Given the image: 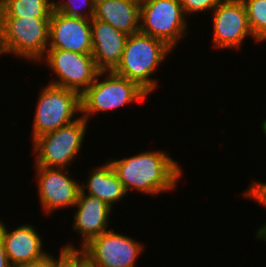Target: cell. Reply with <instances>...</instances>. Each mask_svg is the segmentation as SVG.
<instances>
[{
	"instance_id": "ac0fdd59",
	"label": "cell",
	"mask_w": 266,
	"mask_h": 267,
	"mask_svg": "<svg viewBox=\"0 0 266 267\" xmlns=\"http://www.w3.org/2000/svg\"><path fill=\"white\" fill-rule=\"evenodd\" d=\"M53 0H0V17H50Z\"/></svg>"
},
{
	"instance_id": "f1b7e54d",
	"label": "cell",
	"mask_w": 266,
	"mask_h": 267,
	"mask_svg": "<svg viewBox=\"0 0 266 267\" xmlns=\"http://www.w3.org/2000/svg\"><path fill=\"white\" fill-rule=\"evenodd\" d=\"M67 267H73V260L68 264Z\"/></svg>"
},
{
	"instance_id": "8fae6325",
	"label": "cell",
	"mask_w": 266,
	"mask_h": 267,
	"mask_svg": "<svg viewBox=\"0 0 266 267\" xmlns=\"http://www.w3.org/2000/svg\"><path fill=\"white\" fill-rule=\"evenodd\" d=\"M35 167L39 203L46 215L57 210L73 208L81 191V183L67 168ZM71 174V175H70Z\"/></svg>"
},
{
	"instance_id": "83f0119b",
	"label": "cell",
	"mask_w": 266,
	"mask_h": 267,
	"mask_svg": "<svg viewBox=\"0 0 266 267\" xmlns=\"http://www.w3.org/2000/svg\"><path fill=\"white\" fill-rule=\"evenodd\" d=\"M9 267H29V265H22V264H10Z\"/></svg>"
},
{
	"instance_id": "52a82bcc",
	"label": "cell",
	"mask_w": 266,
	"mask_h": 267,
	"mask_svg": "<svg viewBox=\"0 0 266 267\" xmlns=\"http://www.w3.org/2000/svg\"><path fill=\"white\" fill-rule=\"evenodd\" d=\"M179 0H146L140 3L139 32L163 40L173 50L189 29Z\"/></svg>"
},
{
	"instance_id": "4316f807",
	"label": "cell",
	"mask_w": 266,
	"mask_h": 267,
	"mask_svg": "<svg viewBox=\"0 0 266 267\" xmlns=\"http://www.w3.org/2000/svg\"><path fill=\"white\" fill-rule=\"evenodd\" d=\"M257 239L266 242V230Z\"/></svg>"
},
{
	"instance_id": "2e32d148",
	"label": "cell",
	"mask_w": 266,
	"mask_h": 267,
	"mask_svg": "<svg viewBox=\"0 0 266 267\" xmlns=\"http://www.w3.org/2000/svg\"><path fill=\"white\" fill-rule=\"evenodd\" d=\"M88 175L86 183L81 182V191L102 200L112 209L116 203L129 194L108 159L101 166L98 165L96 168L90 169Z\"/></svg>"
},
{
	"instance_id": "9c48e42d",
	"label": "cell",
	"mask_w": 266,
	"mask_h": 267,
	"mask_svg": "<svg viewBox=\"0 0 266 267\" xmlns=\"http://www.w3.org/2000/svg\"><path fill=\"white\" fill-rule=\"evenodd\" d=\"M47 65L56 79L49 84L71 89L82 95L95 81L100 72L92 54H81L61 49H47L40 60Z\"/></svg>"
},
{
	"instance_id": "7c38bea8",
	"label": "cell",
	"mask_w": 266,
	"mask_h": 267,
	"mask_svg": "<svg viewBox=\"0 0 266 267\" xmlns=\"http://www.w3.org/2000/svg\"><path fill=\"white\" fill-rule=\"evenodd\" d=\"M48 49L92 54L91 19L52 11Z\"/></svg>"
},
{
	"instance_id": "7402d4cb",
	"label": "cell",
	"mask_w": 266,
	"mask_h": 267,
	"mask_svg": "<svg viewBox=\"0 0 266 267\" xmlns=\"http://www.w3.org/2000/svg\"><path fill=\"white\" fill-rule=\"evenodd\" d=\"M247 190L245 189L242 193L245 198L256 201L257 204L266 208V182H260L252 180L248 185ZM266 230V222L257 229L255 233L256 239Z\"/></svg>"
},
{
	"instance_id": "ba28073f",
	"label": "cell",
	"mask_w": 266,
	"mask_h": 267,
	"mask_svg": "<svg viewBox=\"0 0 266 267\" xmlns=\"http://www.w3.org/2000/svg\"><path fill=\"white\" fill-rule=\"evenodd\" d=\"M110 230L92 238L78 252L89 267H137L144 243Z\"/></svg>"
},
{
	"instance_id": "8992f818",
	"label": "cell",
	"mask_w": 266,
	"mask_h": 267,
	"mask_svg": "<svg viewBox=\"0 0 266 267\" xmlns=\"http://www.w3.org/2000/svg\"><path fill=\"white\" fill-rule=\"evenodd\" d=\"M37 100L33 114L32 141L77 120L81 115V95L74 90L48 83L41 88Z\"/></svg>"
},
{
	"instance_id": "f546056e",
	"label": "cell",
	"mask_w": 266,
	"mask_h": 267,
	"mask_svg": "<svg viewBox=\"0 0 266 267\" xmlns=\"http://www.w3.org/2000/svg\"><path fill=\"white\" fill-rule=\"evenodd\" d=\"M135 1L141 3V2L146 1V0H135Z\"/></svg>"
},
{
	"instance_id": "d4e9b609",
	"label": "cell",
	"mask_w": 266,
	"mask_h": 267,
	"mask_svg": "<svg viewBox=\"0 0 266 267\" xmlns=\"http://www.w3.org/2000/svg\"><path fill=\"white\" fill-rule=\"evenodd\" d=\"M73 267H89L80 257L76 256L73 259Z\"/></svg>"
},
{
	"instance_id": "9a60e30c",
	"label": "cell",
	"mask_w": 266,
	"mask_h": 267,
	"mask_svg": "<svg viewBox=\"0 0 266 267\" xmlns=\"http://www.w3.org/2000/svg\"><path fill=\"white\" fill-rule=\"evenodd\" d=\"M92 56L100 72H112L119 65L128 35L109 23L91 19Z\"/></svg>"
},
{
	"instance_id": "6da1fadb",
	"label": "cell",
	"mask_w": 266,
	"mask_h": 267,
	"mask_svg": "<svg viewBox=\"0 0 266 267\" xmlns=\"http://www.w3.org/2000/svg\"><path fill=\"white\" fill-rule=\"evenodd\" d=\"M163 150H145L121 159H109L126 192L146 195L172 192L183 176L182 166Z\"/></svg>"
},
{
	"instance_id": "d6986e66",
	"label": "cell",
	"mask_w": 266,
	"mask_h": 267,
	"mask_svg": "<svg viewBox=\"0 0 266 267\" xmlns=\"http://www.w3.org/2000/svg\"><path fill=\"white\" fill-rule=\"evenodd\" d=\"M258 43L266 42V0H242Z\"/></svg>"
},
{
	"instance_id": "5b68a950",
	"label": "cell",
	"mask_w": 266,
	"mask_h": 267,
	"mask_svg": "<svg viewBox=\"0 0 266 267\" xmlns=\"http://www.w3.org/2000/svg\"><path fill=\"white\" fill-rule=\"evenodd\" d=\"M89 122L80 117L57 129L35 138L32 150L35 154L34 166L47 168H68L81 151Z\"/></svg>"
},
{
	"instance_id": "5bb4252c",
	"label": "cell",
	"mask_w": 266,
	"mask_h": 267,
	"mask_svg": "<svg viewBox=\"0 0 266 267\" xmlns=\"http://www.w3.org/2000/svg\"><path fill=\"white\" fill-rule=\"evenodd\" d=\"M75 207L77 209L73 215L72 230L81 235V246L77 248L78 252L92 238L110 230V215L114 209L102 200L89 196L82 191L79 193Z\"/></svg>"
},
{
	"instance_id": "277c9868",
	"label": "cell",
	"mask_w": 266,
	"mask_h": 267,
	"mask_svg": "<svg viewBox=\"0 0 266 267\" xmlns=\"http://www.w3.org/2000/svg\"><path fill=\"white\" fill-rule=\"evenodd\" d=\"M148 96L134 81L113 71L99 72L93 84L81 95V116L90 122L89 117L93 114L110 112L126 104L141 103Z\"/></svg>"
},
{
	"instance_id": "44dd1931",
	"label": "cell",
	"mask_w": 266,
	"mask_h": 267,
	"mask_svg": "<svg viewBox=\"0 0 266 267\" xmlns=\"http://www.w3.org/2000/svg\"><path fill=\"white\" fill-rule=\"evenodd\" d=\"M60 249L58 258H55V256L50 253L44 259L30 264L29 267H67L68 264L77 256V247L70 242Z\"/></svg>"
},
{
	"instance_id": "4fadbf2b",
	"label": "cell",
	"mask_w": 266,
	"mask_h": 267,
	"mask_svg": "<svg viewBox=\"0 0 266 267\" xmlns=\"http://www.w3.org/2000/svg\"><path fill=\"white\" fill-rule=\"evenodd\" d=\"M3 222L0 219V238L10 264L30 265L50 254L43 249L44 239L34 226L29 223L17 225L11 231Z\"/></svg>"
},
{
	"instance_id": "cb8c5ba5",
	"label": "cell",
	"mask_w": 266,
	"mask_h": 267,
	"mask_svg": "<svg viewBox=\"0 0 266 267\" xmlns=\"http://www.w3.org/2000/svg\"><path fill=\"white\" fill-rule=\"evenodd\" d=\"M10 263L7 258V254L0 238V267H9Z\"/></svg>"
},
{
	"instance_id": "603a6c76",
	"label": "cell",
	"mask_w": 266,
	"mask_h": 267,
	"mask_svg": "<svg viewBox=\"0 0 266 267\" xmlns=\"http://www.w3.org/2000/svg\"><path fill=\"white\" fill-rule=\"evenodd\" d=\"M222 0H179L185 15L188 17L190 14L203 13L208 11H213V9L221 2Z\"/></svg>"
},
{
	"instance_id": "e0dca14e",
	"label": "cell",
	"mask_w": 266,
	"mask_h": 267,
	"mask_svg": "<svg viewBox=\"0 0 266 267\" xmlns=\"http://www.w3.org/2000/svg\"><path fill=\"white\" fill-rule=\"evenodd\" d=\"M94 19L109 23L127 35L140 30V3L135 0H95Z\"/></svg>"
},
{
	"instance_id": "7a4b0ae2",
	"label": "cell",
	"mask_w": 266,
	"mask_h": 267,
	"mask_svg": "<svg viewBox=\"0 0 266 267\" xmlns=\"http://www.w3.org/2000/svg\"><path fill=\"white\" fill-rule=\"evenodd\" d=\"M174 50L163 40L142 34L128 35L119 65L115 74L136 82L149 95L158 88V79L151 75Z\"/></svg>"
},
{
	"instance_id": "3957f363",
	"label": "cell",
	"mask_w": 266,
	"mask_h": 267,
	"mask_svg": "<svg viewBox=\"0 0 266 267\" xmlns=\"http://www.w3.org/2000/svg\"><path fill=\"white\" fill-rule=\"evenodd\" d=\"M50 17H0V56L40 63L49 46Z\"/></svg>"
},
{
	"instance_id": "ffe728a7",
	"label": "cell",
	"mask_w": 266,
	"mask_h": 267,
	"mask_svg": "<svg viewBox=\"0 0 266 267\" xmlns=\"http://www.w3.org/2000/svg\"><path fill=\"white\" fill-rule=\"evenodd\" d=\"M53 10L71 17L92 19L95 15V0H53Z\"/></svg>"
},
{
	"instance_id": "484cf974",
	"label": "cell",
	"mask_w": 266,
	"mask_h": 267,
	"mask_svg": "<svg viewBox=\"0 0 266 267\" xmlns=\"http://www.w3.org/2000/svg\"><path fill=\"white\" fill-rule=\"evenodd\" d=\"M261 128L264 133V137H266V120L262 121Z\"/></svg>"
},
{
	"instance_id": "30bf717a",
	"label": "cell",
	"mask_w": 266,
	"mask_h": 267,
	"mask_svg": "<svg viewBox=\"0 0 266 267\" xmlns=\"http://www.w3.org/2000/svg\"><path fill=\"white\" fill-rule=\"evenodd\" d=\"M211 14L213 48L239 50L248 36L258 42L242 0H222Z\"/></svg>"
}]
</instances>
